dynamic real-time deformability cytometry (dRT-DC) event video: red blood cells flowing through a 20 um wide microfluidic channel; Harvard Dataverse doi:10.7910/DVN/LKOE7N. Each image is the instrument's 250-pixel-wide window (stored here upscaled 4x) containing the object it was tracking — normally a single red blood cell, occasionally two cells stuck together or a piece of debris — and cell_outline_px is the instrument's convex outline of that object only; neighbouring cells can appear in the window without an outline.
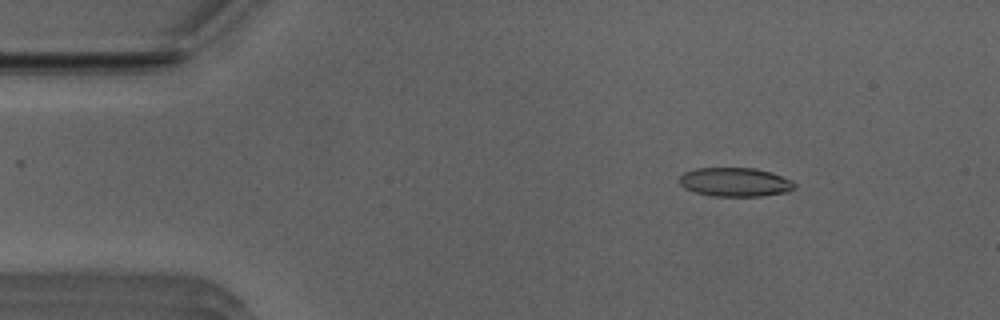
{"species": "Egyptian fruit bat (a non-hibernating species)", "species_latin": "Rousettus aegyptiacus", "temperature_condition": "room temperature", "stored_images_in_passage": 51, "camera_frame_rate_fps": 3000, "um_per_image_px": 0.085, "animal": {"sex": "male"}, "frame": {"image": 1, "passage_image": 6, "time_ms": 1.667, "image_size_px": [1000, 320], "cell_outline_px": [[796, 188], [788, 192], [760, 196], [712, 196], [696, 192], [684, 188], [680, 184], [680, 176], [684, 172], [696, 168], [756, 168], [772, 172], [796, 184]], "centroid_in_image_um": [62.48, 15.48], "position_along_channel_um": 22.5, "area_um2": 19.36}}
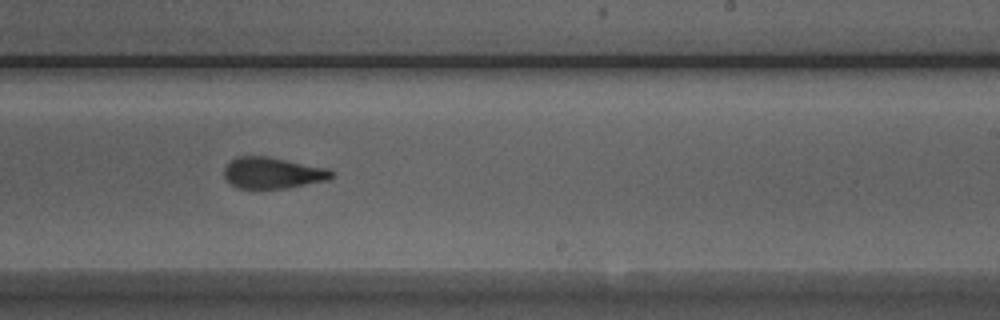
{"frame": {"image": 2, "passage_image": 30, "time_ms": 9.667, "image_size_px": [1000, 320], "cell_outline_px": [[336, 172], [328, 180], [284, 188], [236, 188], [228, 184], [224, 176], [224, 168], [228, 160], [236, 156], [268, 156], [328, 168]], "centroid_in_image_um": [23.13, 14.68], "position_along_channel_um": 265.9, "area_um2": 19.83}}
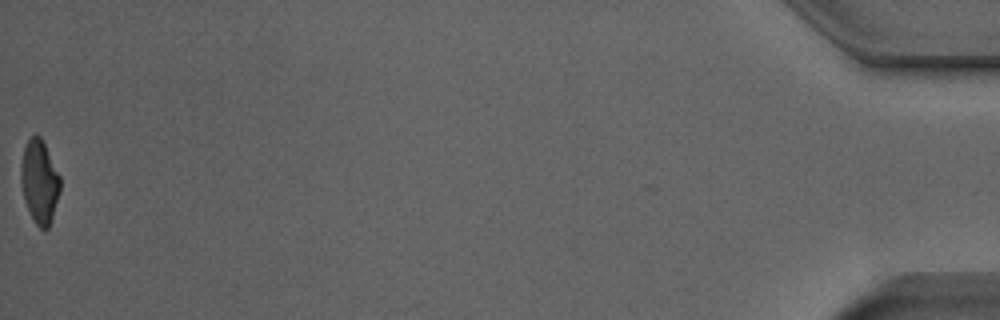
{"frame": {"image": 3, "passage_image": 51, "time_ms": 16.667, "image_size_px": [1000, 320], "cell_outline_px": [[60, 192], [52, 220], [48, 228], [44, 232], [36, 224], [24, 200], [20, 180], [20, 168], [24, 148], [28, 140], [32, 136], [40, 136], [60, 176]], "centroid_in_image_um": [3.36, 15.49], "position_along_channel_um": 431.8, "area_um2": 18.96}, "authors_computed_cell_mechanics": {"area_um2": 20.1722, "velocity_mm_per_s": 3.9209, "shape_relaxation_time_tau1_ms": 6.0026, "shape_relaxation_time_tau2_ms": 1.4872, "deformation_change_tau1": 0.216, "deformation_change_tau2": 0.0978}}